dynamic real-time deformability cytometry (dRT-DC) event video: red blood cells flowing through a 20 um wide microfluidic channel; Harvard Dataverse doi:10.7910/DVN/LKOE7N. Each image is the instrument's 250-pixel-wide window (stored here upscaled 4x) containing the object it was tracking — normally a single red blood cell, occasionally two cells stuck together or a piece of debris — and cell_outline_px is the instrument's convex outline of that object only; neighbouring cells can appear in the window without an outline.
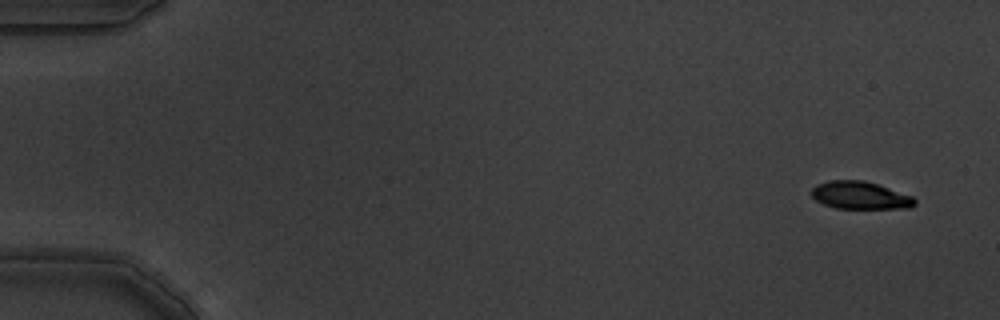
{"species": "common noctule bat (a hibernating species)", "species_latin": "Nyctalus noctula", "temperature_condition": "warm", "stored_images_in_passage": 4, "camera_frame_rate_fps": 3000, "um_per_image_px": 0.085, "animal": {"sex": "male", "body_mass_g": 19.5, "forearm_length_mm": 54.6}, "frame": {"image": 1, "passage_image": 1, "time_ms": 0.0, "image_size_px": [1000, 320], "cell_outline_px": [[916, 204], [912, 208], [836, 208], [824, 204], [816, 200], [812, 196], [812, 188], [816, 184], [828, 180], [864, 180], [912, 196], [916, 200]], "centroid_in_image_um": [73.1, 16.6], "position_along_channel_um": 11.9, "area_um2": 16.53}}
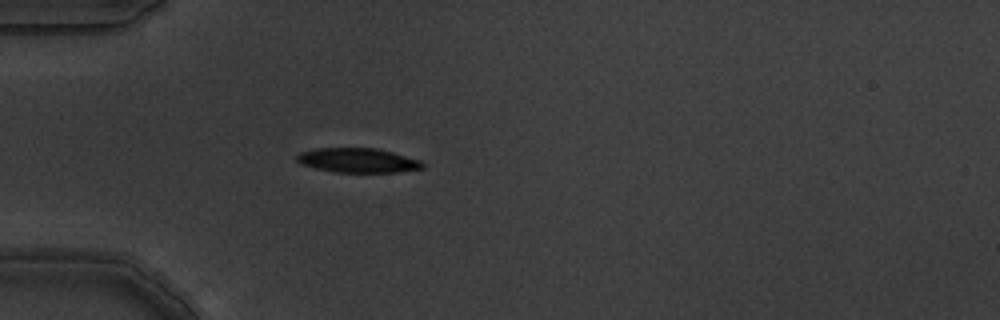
{"frame": {"image": 2, "passage_image": 4, "time_ms": 1.0, "image_size_px": [1000, 320], "cell_outline_px": [[424, 168], [400, 172], [336, 172], [316, 168], [300, 164], [296, 160], [296, 156], [300, 152], [316, 148], [376, 148], [392, 152], [420, 160], [424, 164]], "centroid_in_image_um": [30.41, 13.63], "position_along_channel_um": 54.6, "area_um2": 17.92}}